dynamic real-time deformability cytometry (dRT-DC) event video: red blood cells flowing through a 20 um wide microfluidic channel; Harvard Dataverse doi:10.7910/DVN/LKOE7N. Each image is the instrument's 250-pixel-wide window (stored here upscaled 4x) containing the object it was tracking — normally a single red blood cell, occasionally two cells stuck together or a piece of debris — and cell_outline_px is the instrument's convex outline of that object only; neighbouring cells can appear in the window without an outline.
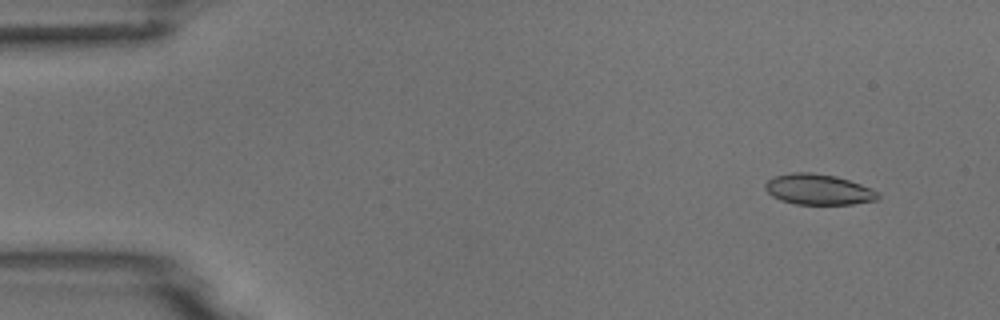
{"species": "common noctule bat (a hibernating species)", "species_latin": "Nyctalus noctula", "temperature_condition": "room temperature", "stored_images_in_passage": 5, "camera_frame_rate_fps": 3000, "um_per_image_px": 0.085, "animal": {"sex": "male", "body_mass_g": 18.8}, "frame": {"image": 1, "passage_image": 2, "time_ms": 1.0, "image_size_px": [1000, 320], "cell_outline_px": [[880, 196], [876, 200], [852, 204], [796, 204], [780, 200], [772, 196], [764, 188], [764, 184], [768, 180], [776, 176], [792, 172], [812, 172], [836, 176], [872, 188], [880, 192]], "centroid_in_image_um": [69.57, 16.1], "position_along_channel_um": 15.4, "area_um2": 20.17}}
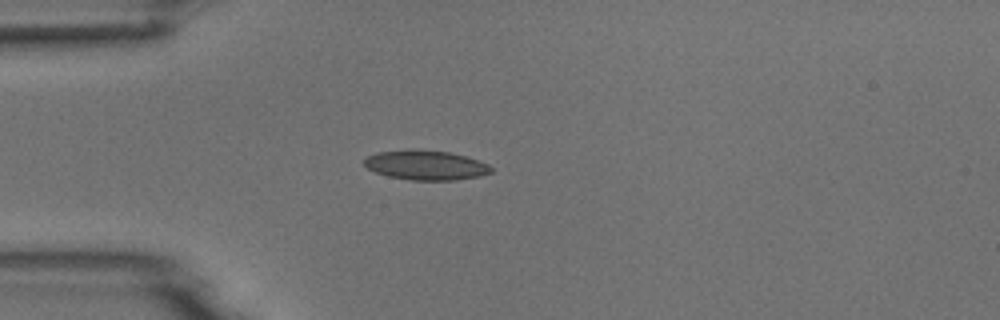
{"frame": {"image": 2, "passage_image": 4, "time_ms": 4.333, "image_size_px": [1000, 320], "cell_outline_px": [[492, 172], [480, 176], [456, 180], [408, 180], [388, 176], [376, 172], [368, 168], [364, 164], [364, 160], [368, 156], [376, 152], [412, 148], [416, 148], [448, 152], [464, 156], [488, 164], [492, 168]], "centroid_in_image_um": [36.17, 14.03], "position_along_channel_um": 48.8, "area_um2": 22.02}}